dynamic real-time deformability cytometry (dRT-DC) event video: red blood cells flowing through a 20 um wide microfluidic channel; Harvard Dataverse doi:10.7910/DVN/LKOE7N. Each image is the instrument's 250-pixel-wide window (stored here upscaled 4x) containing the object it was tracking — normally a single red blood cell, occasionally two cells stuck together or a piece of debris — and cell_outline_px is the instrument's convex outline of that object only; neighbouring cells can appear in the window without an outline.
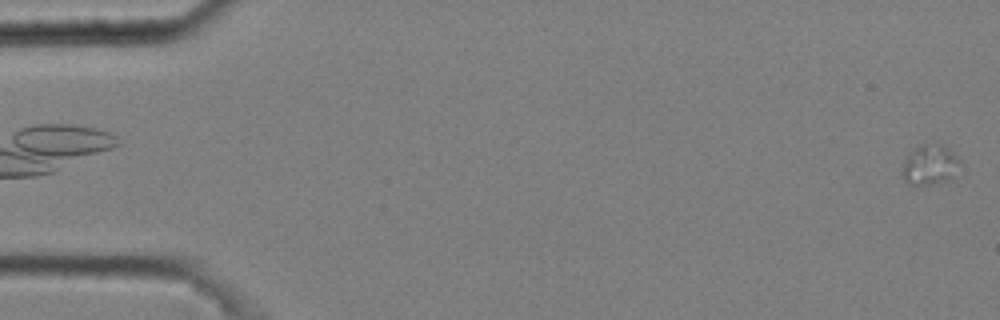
{"species": "common noctule bat (a hibernating species)", "species_latin": "Nyctalus noctula", "temperature_condition": "cold", "stored_images_in_passage": 4, "camera_frame_rate_fps": 3000, "um_per_image_px": 0.085, "animal": {"sex": "male", "body_mass_g": 20.4}, "frame": {"image": 1, "passage_image": 4, "time_ms": 1.0, "image_size_px": [1000, 320], "cell_outline_px": [[960, 160], [948, 176], [944, 180], [932, 184], [908, 184], [904, 180], [904, 160], [920, 144], [940, 144], [948, 148]], "centroid_in_image_um": [78.98, 13.98], "position_along_channel_um": 6.0, "area_um2": 12.48}}